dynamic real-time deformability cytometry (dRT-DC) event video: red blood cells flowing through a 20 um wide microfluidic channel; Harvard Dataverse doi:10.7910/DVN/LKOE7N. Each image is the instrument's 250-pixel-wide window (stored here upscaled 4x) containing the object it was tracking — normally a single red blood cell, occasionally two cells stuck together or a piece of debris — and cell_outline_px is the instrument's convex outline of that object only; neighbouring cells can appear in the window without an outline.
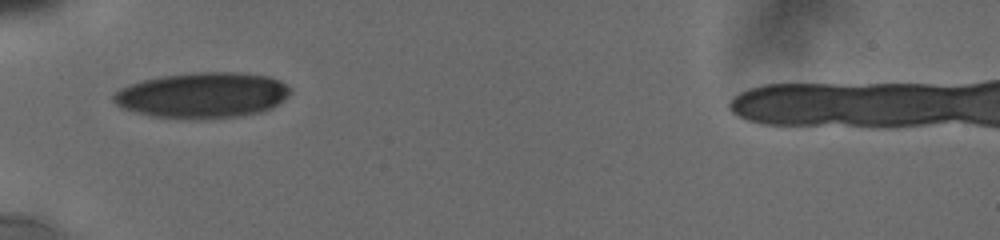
{"species": "human", "species_latin": "Homo sapiens", "temperature_condition": "cold", "stored_images_in_passage": 23, "camera_frame_rate_fps": 3000, "um_per_image_px": 0.085, "donor": {"sex": "male"}, "frame": {"image": 1, "passage_image": 1, "time_ms": 0.0, "image_size_px": [1000, 240], "cell_outline_px": [[288, 96], [272, 108], [260, 112], [240, 116], [204, 120], [196, 120], [148, 116], [124, 108], [116, 104], [112, 100], [112, 96], [120, 88], [128, 84], [160, 76], [196, 72], [240, 72], [268, 76], [280, 80], [288, 88]], "centroid_in_image_um": [17.18, 8.1], "position_along_channel_um": 67.8, "area_um2": 47.34}}
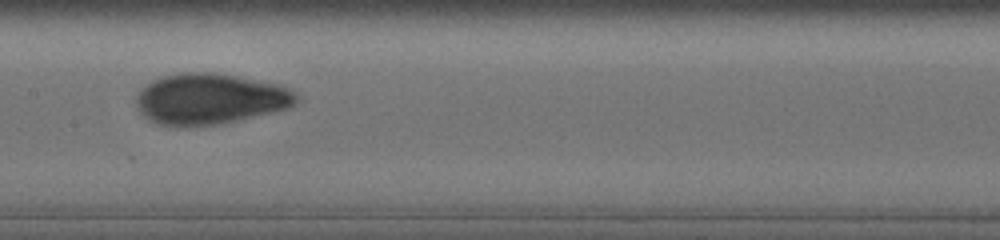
{"frame": {"image": 2, "passage_image": 12, "time_ms": 3.333, "image_size_px": [1000, 240], "cell_outline_px": [[300, 100], [296, 104], [288, 108], [236, 120], [216, 124], [180, 128], [156, 124], [148, 120], [140, 112], [136, 104], [136, 96], [144, 84], [152, 80], [164, 76], [184, 72], [212, 72], [236, 76], [280, 84], [296, 92], [300, 96]], "centroid_in_image_um": [17.83, 8.41], "position_along_channel_um": 189.6, "area_um2": 47.92}}
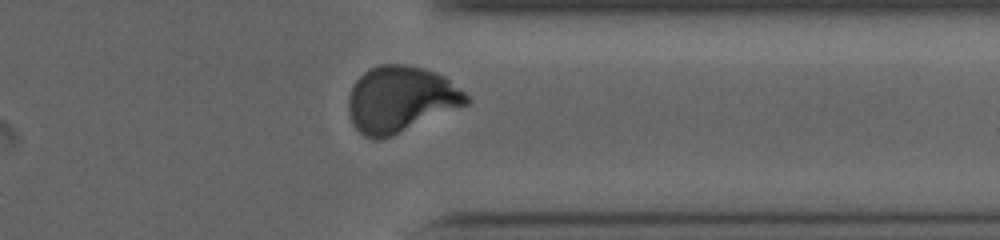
{"frame": {"image": 3, "passage_image": 21, "time_ms": 8.333, "image_size_px": [1000, 240], "cell_outline_px": [[472, 100], [468, 104], [392, 136], [380, 140], [376, 140], [364, 136], [356, 128], [348, 112], [348, 96], [352, 84], [368, 68], [380, 64], [404, 64], [424, 68], [444, 76], [464, 92]], "centroid_in_image_um": [34.03, 8.43], "position_along_channel_um": 377.4, "area_um2": 45.55}, "authors_computed_cell_mechanics": {"area_um2": 46.7602, "velocity_mm_per_s": 3.7892, "shape_relaxation_time_tau1_ms": 4.8524, "shape_relaxation_time_tau2_ms": 1.0027, "deformation_change_tau1": 0.1736, "deformation_change_tau2": 0.0435}}